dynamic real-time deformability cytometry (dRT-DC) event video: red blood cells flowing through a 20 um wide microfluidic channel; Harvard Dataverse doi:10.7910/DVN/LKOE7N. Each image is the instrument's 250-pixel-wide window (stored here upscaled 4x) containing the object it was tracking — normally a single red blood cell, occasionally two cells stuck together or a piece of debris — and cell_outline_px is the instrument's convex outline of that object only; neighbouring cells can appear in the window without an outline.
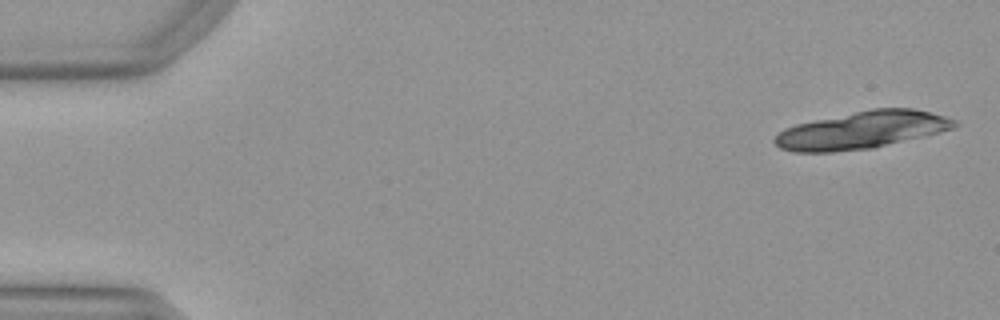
{"species": "Egyptian fruit bat (a non-hibernating species)", "species_latin": "Rousettus aegyptiacus", "temperature_condition": "warm", "stored_images_in_passage": 17, "camera_frame_rate_fps": 3000, "um_per_image_px": 0.085, "animal": {"sex": "female"}, "frame": {"image": 1, "passage_image": 1, "time_ms": 0.0, "image_size_px": [1000, 320], "cell_outline_px": [[960, 124], [952, 128], [940, 132], [872, 148], [832, 152], [796, 152], [780, 148], [772, 140], [784, 128], [796, 124], [872, 108], [912, 108], [944, 116]], "centroid_in_image_um": [73.23, 11.06], "position_along_channel_um": 11.8, "area_um2": 38.67}}